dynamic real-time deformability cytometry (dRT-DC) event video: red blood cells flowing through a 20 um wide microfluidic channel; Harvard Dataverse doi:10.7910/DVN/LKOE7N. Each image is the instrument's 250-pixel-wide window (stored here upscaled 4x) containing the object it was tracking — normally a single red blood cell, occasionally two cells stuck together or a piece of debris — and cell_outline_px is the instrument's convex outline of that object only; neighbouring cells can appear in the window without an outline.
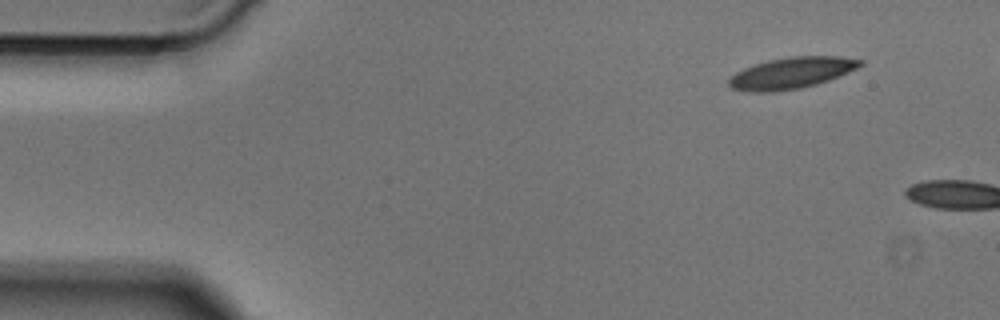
{"species": "Egyptian fruit bat (a non-hibernating species)", "species_latin": "Rousettus aegyptiacus", "temperature_condition": "cold", "stored_images_in_passage": 3, "camera_frame_rate_fps": 3000, "um_per_image_px": 0.085, "animal": {"sex": "male"}, "frame": {"image": 1, "passage_image": 1, "time_ms": 0.0, "image_size_px": [1000, 320], "cell_outline_px": [[864, 64], [848, 72], [828, 80], [816, 84], [800, 88], [776, 92], [748, 92], [732, 88], [728, 84], [728, 80], [736, 72], [744, 68], [768, 60], [792, 56], [840, 56], [864, 60]], "centroid_in_image_um": [67.28, 6.2], "position_along_channel_um": 17.7, "area_um2": 23.93}}